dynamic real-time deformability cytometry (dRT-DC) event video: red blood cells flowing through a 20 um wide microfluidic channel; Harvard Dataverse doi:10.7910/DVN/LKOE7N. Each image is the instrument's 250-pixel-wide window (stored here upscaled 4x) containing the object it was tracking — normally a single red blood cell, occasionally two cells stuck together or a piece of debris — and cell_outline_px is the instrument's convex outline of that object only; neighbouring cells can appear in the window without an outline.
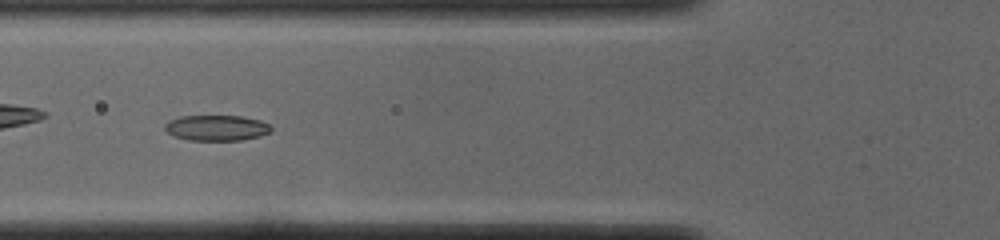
{"species": "common noctule bat (a hibernating species)", "species_latin": "Nyctalus noctula", "temperature_condition": "cold", "stored_images_in_passage": 50, "camera_frame_rate_fps": 3000, "um_per_image_px": 0.085, "animal": {"sex": "male", "body_mass_g": 19.0, "forearm_length_mm": 50.8}, "frame": {"image": 1, "passage_image": 18, "time_ms": 5.667, "image_size_px": [1000, 240], "cell_outline_px": [[272, 132], [260, 136], [244, 140], [188, 140], [172, 136], [164, 128], [164, 124], [168, 120], [180, 116], [240, 116], [260, 120], [272, 124]], "centroid_in_image_um": [18.43, 10.87], "position_along_channel_um": 107.4, "area_um2": 16.13}}
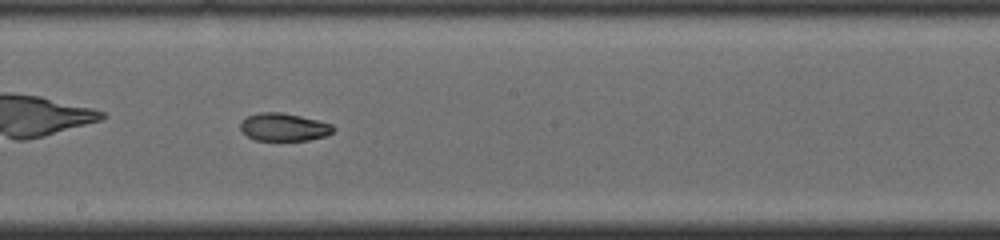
{"frame": {"image": 2, "passage_image": 27, "time_ms": 8.667, "image_size_px": [1000, 240], "cell_outline_px": [[336, 128], [332, 132], [324, 136], [308, 140], [256, 140], [248, 136], [240, 128], [240, 124], [248, 116], [260, 112], [280, 112], [300, 116], [332, 124]], "centroid_in_image_um": [24.14, 10.8], "position_along_channel_um": 224.1, "area_um2": 14.8}}
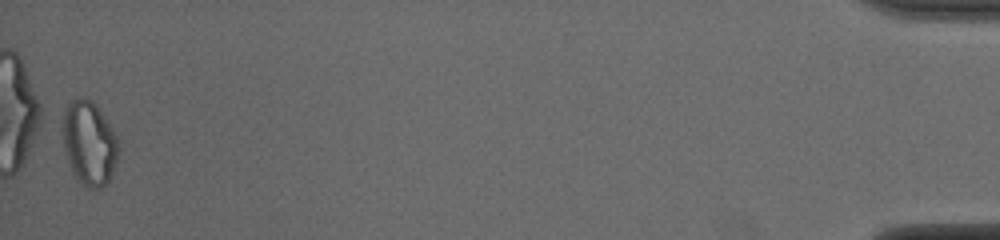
{"frame": {"image": 3, "passage_image": 50, "time_ms": 16.333, "image_size_px": [1000, 240], "cell_outline_px": [[120, 152], [112, 172], [108, 180], [100, 188], [88, 188], [72, 172], [68, 164], [64, 148], [60, 128], [64, 108], [76, 96], [84, 96], [92, 100], [96, 104], [112, 128], [116, 136]], "centroid_in_image_um": [7.54, 12.09], "position_along_channel_um": 427.7, "area_um2": 27.74}, "authors_computed_cell_mechanics": {"area_um2": 16.3285, "velocity_mm_per_s": 3.9044, "shape_relaxation_time_tau1_ms": 8.2036, "shape_relaxation_time_tau2_ms": 3.1723, "deformation_change_tau1": 0.2091, "deformation_change_tau2": 0.0654}}